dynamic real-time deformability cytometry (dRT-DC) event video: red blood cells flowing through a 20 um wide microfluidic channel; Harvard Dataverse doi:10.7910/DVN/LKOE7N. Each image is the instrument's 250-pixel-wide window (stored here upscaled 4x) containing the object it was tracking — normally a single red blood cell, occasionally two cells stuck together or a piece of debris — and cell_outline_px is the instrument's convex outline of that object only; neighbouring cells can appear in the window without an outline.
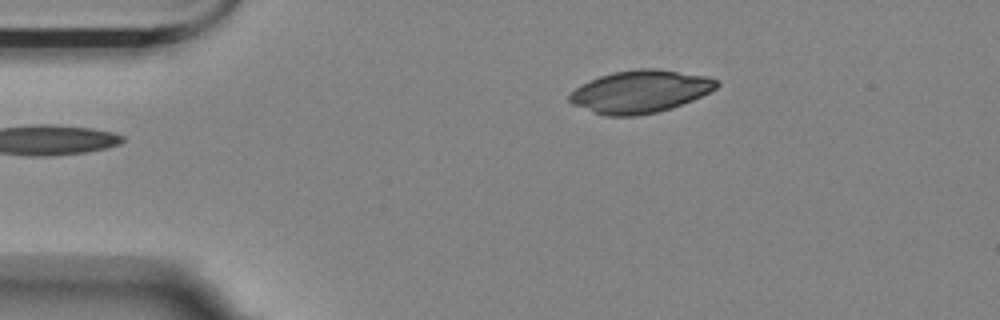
{"species": "Egyptian fruit bat (a non-hibernating species)", "species_latin": "Rousettus aegyptiacus", "temperature_condition": "room temperature", "stored_images_in_passage": 5, "camera_frame_rate_fps": 3000, "um_per_image_px": 0.085, "animal": {"sex": "female"}, "frame": {"image": 1, "passage_image": 1, "time_ms": 0.0, "image_size_px": [1000, 320], "cell_outline_px": [[720, 84], [716, 88], [692, 100], [656, 112], [636, 116], [604, 116], [572, 104], [568, 100], [568, 96], [576, 88], [588, 80], [612, 72], [636, 68], [656, 68], [708, 76], [720, 80]], "centroid_in_image_um": [54.41, 7.77], "position_along_channel_um": 30.6, "area_um2": 36.47}}